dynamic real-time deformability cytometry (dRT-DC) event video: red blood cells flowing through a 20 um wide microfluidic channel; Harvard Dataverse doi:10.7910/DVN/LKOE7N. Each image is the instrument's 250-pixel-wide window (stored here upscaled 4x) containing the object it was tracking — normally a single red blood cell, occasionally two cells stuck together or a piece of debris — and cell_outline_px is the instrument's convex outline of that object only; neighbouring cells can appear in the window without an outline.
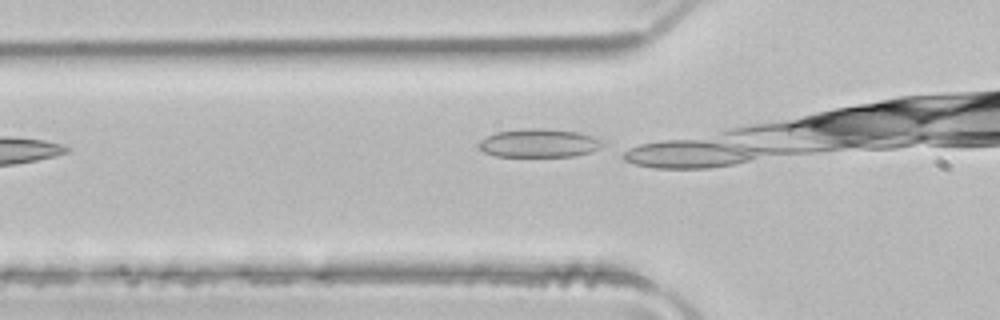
{"species": "common noctule bat (a hibernating species)", "species_latin": "Nyctalus noctula", "temperature_condition": "room temperature", "stored_images_in_passage": 5, "camera_frame_rate_fps": 3000, "um_per_image_px": 0.085, "animal": {"sex": "male", "body_mass_g": 21.5, "forearm_length_mm": 52.0}, "frame": {"image": 1, "passage_image": 4, "time_ms": 1.0, "image_size_px": [1000, 320], "cell_outline_px": [[604, 144], [600, 148], [592, 152], [572, 156], [496, 156], [484, 152], [476, 144], [480, 140], [496, 132], [524, 128], [544, 128], [576, 132], [592, 136], [604, 140]], "centroid_in_image_um": [45.82, 12.16], "position_along_channel_um": 80.0, "area_um2": 20.58}}